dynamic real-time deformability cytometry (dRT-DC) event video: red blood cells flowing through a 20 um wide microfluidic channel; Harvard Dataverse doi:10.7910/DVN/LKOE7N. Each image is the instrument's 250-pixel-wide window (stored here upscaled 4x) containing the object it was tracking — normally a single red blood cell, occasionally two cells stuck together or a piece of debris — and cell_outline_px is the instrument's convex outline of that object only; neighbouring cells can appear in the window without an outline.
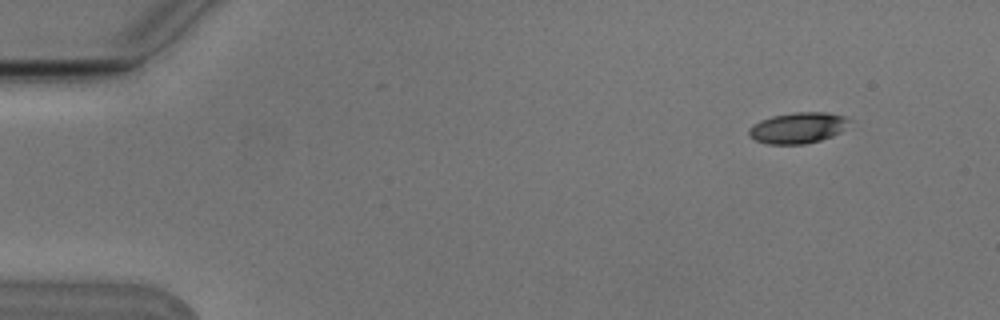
{"species": "Egyptian fruit bat (a non-hibernating species)", "species_latin": "Rousettus aegyptiacus", "temperature_condition": "cold", "stored_images_in_passage": 5, "segment_of_instrument_passage": [1, 2], "camera_frame_rate_fps": 3000, "um_per_image_px": 0.085, "animal": {"sex": "male"}, "frame": {"image": 1, "passage_image": 1, "time_ms": 0.0, "image_size_px": [1000, 320], "cell_outline_px": [[852, 120], [840, 132], [832, 136], [820, 140], [804, 144], [768, 144], [756, 140], [748, 136], [748, 128], [760, 120], [772, 116], [792, 112], [828, 112], [844, 116]], "centroid_in_image_um": [67.81, 10.86], "position_along_channel_um": 17.2, "area_um2": 18.21}}